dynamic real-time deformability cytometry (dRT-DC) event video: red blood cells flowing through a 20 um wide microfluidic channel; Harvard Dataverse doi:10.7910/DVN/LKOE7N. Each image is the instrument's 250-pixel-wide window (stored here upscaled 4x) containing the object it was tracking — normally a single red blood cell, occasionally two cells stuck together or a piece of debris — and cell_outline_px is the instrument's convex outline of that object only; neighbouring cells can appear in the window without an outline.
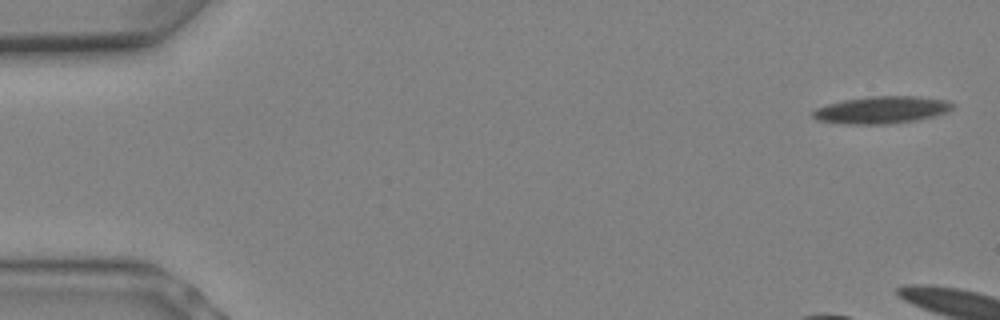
{"species": "Egyptian fruit bat (a non-hibernating species)", "species_latin": "Rousettus aegyptiacus", "temperature_condition": "warm", "stored_images_in_passage": 3, "camera_frame_rate_fps": 3000, "um_per_image_px": 0.085, "animal": {"sex": "female"}, "frame": {"image": 1, "passage_image": 1, "time_ms": 0.0, "image_size_px": [1000, 320], "cell_outline_px": [[956, 104], [948, 112], [936, 116], [916, 120], [892, 124], [844, 124], [816, 120], [812, 116], [812, 112], [816, 108], [828, 104], [844, 100], [868, 96], [912, 96], [948, 100]], "centroid_in_image_um": [74.96, 9.35], "position_along_channel_um": 10.0, "area_um2": 22.37}}